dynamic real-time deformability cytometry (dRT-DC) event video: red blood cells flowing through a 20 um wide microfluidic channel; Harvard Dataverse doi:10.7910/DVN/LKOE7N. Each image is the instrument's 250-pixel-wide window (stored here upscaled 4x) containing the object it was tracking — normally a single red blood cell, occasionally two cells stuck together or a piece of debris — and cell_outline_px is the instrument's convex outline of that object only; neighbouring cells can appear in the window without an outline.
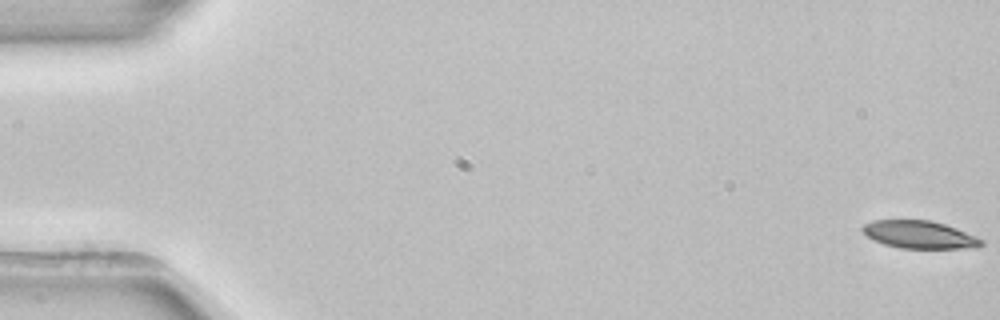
{"species": "common noctule bat (a hibernating species)", "species_latin": "Nyctalus noctula", "temperature_condition": "room temperature", "stored_images_in_passage": 53, "camera_frame_rate_fps": 3000, "um_per_image_px": 0.085, "animal": {"sex": "female", "body_mass_g": 22.7, "forearm_length_mm": 54.2}, "frame": {"image": 1, "passage_image": 1, "time_ms": 0.0, "image_size_px": [1000, 320], "cell_outline_px": [[984, 244], [976, 248], [900, 248], [884, 244], [872, 240], [860, 228], [864, 224], [872, 220], [928, 220], [944, 224], [956, 228], [976, 236], [984, 240]], "centroid_in_image_um": [78.16, 19.95], "position_along_channel_um": 6.8, "area_um2": 19.19}}
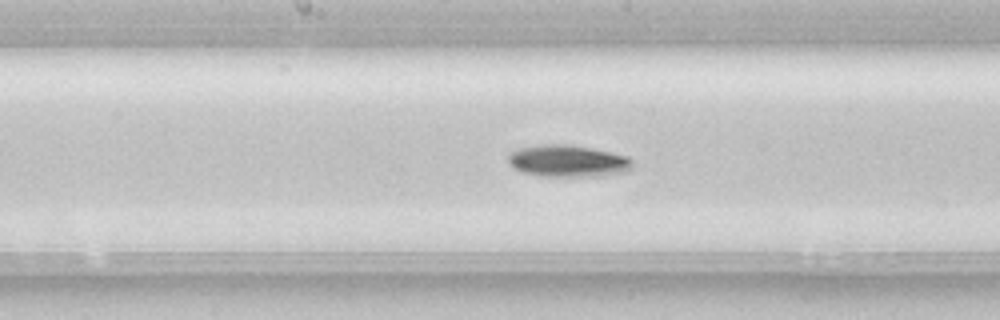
{"frame": {"image": 2, "passage_image": 28, "time_ms": 9.0, "image_size_px": [1000, 320], "cell_outline_px": [[632, 168], [628, 172], [604, 176], [540, 176], [520, 172], [508, 160], [508, 156], [512, 152], [520, 148], [544, 144], [564, 144], [612, 152], [628, 156], [632, 160]], "centroid_in_image_um": [48.33, 13.7], "position_along_channel_um": 199.9, "area_um2": 23.06}}
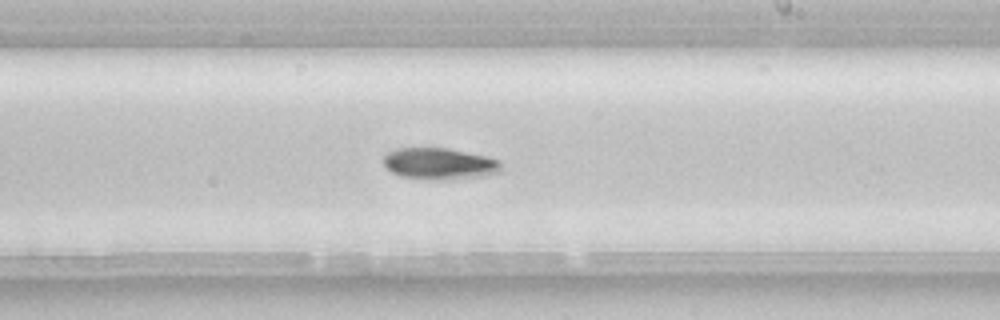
{"frame": {"image": 3, "passage_image": 32, "time_ms": 10.333, "image_size_px": [1000, 320], "cell_outline_px": [[500, 172], [480, 176], [444, 180], [428, 180], [400, 176], [392, 172], [384, 164], [384, 156], [388, 152], [396, 148], [448, 148], [488, 156], [500, 160]], "centroid_in_image_um": [37.35, 13.91], "position_along_channel_um": 251.7, "area_um2": 21.68}, "authors_computed_cell_mechanics": {"area_um2": 20.6924, "velocity_mm_per_s": 3.9058, "shape_relaxation_time_tau1_ms": 3.4459, "shape_relaxation_time_tau2_ms": null, "deformation_change_tau1": 0.1157, "deformation_change_tau2": null}}